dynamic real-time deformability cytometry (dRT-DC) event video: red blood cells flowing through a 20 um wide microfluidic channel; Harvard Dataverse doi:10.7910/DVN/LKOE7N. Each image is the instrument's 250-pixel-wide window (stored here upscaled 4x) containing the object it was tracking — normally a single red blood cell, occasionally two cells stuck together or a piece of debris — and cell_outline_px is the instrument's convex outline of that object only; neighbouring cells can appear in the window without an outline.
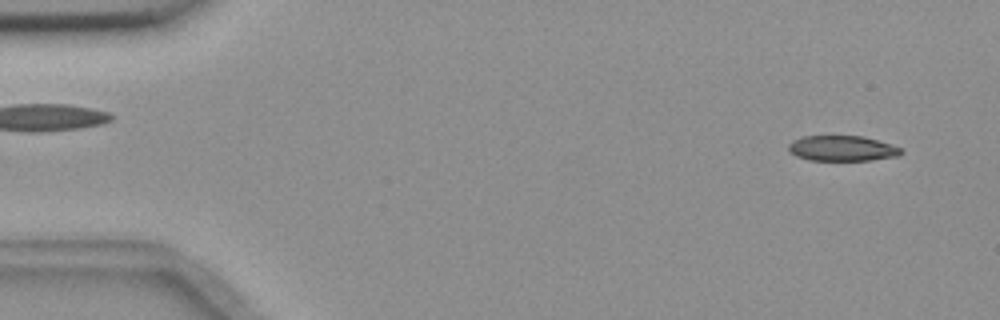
{"species": "common noctule bat (a hibernating species)", "species_latin": "Nyctalus noctula", "temperature_condition": "room temperature", "stored_images_in_passage": 51, "camera_frame_rate_fps": 3000, "um_per_image_px": 0.085, "animal": {"sex": "female", "body_mass_g": 18.4}, "frame": {"image": 1, "passage_image": 3, "time_ms": 0.667, "image_size_px": [1000, 320], "cell_outline_px": [[904, 152], [900, 156], [872, 160], [808, 160], [796, 156], [788, 148], [788, 144], [792, 140], [804, 136], [864, 136], [900, 148]], "centroid_in_image_um": [71.58, 12.61], "position_along_channel_um": 13.4, "area_um2": 16.59}}
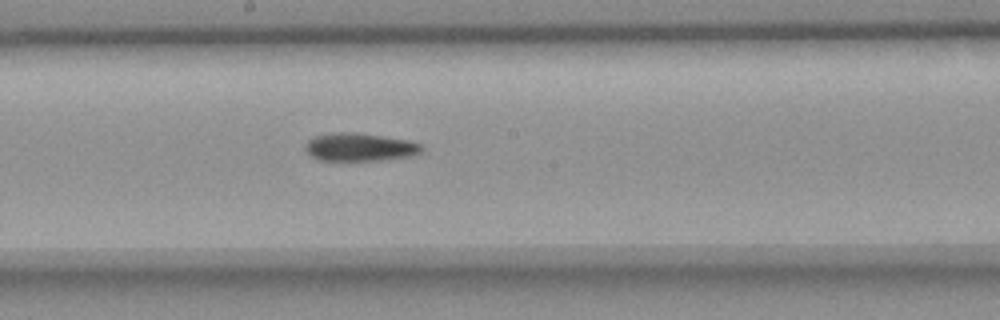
{"frame": {"image": 2, "passage_image": 29, "time_ms": 9.333, "image_size_px": [1000, 320], "cell_outline_px": [[424, 148], [416, 156], [380, 160], [320, 160], [312, 156], [304, 148], [304, 144], [308, 140], [316, 136], [336, 132], [356, 132], [408, 140], [420, 144]], "centroid_in_image_um": [30.6, 12.5], "position_along_channel_um": 217.6, "area_um2": 19.02}}
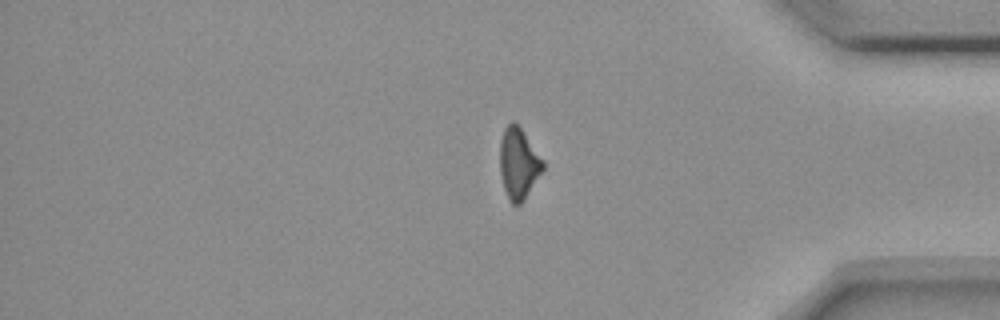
{"frame": {"image": 3, "passage_image": 45, "time_ms": 14.667, "image_size_px": [1000, 320], "cell_outline_px": [[544, 168], [520, 204], [512, 204], [508, 200], [504, 188], [500, 172], [500, 140], [504, 128], [512, 120], [520, 128], [544, 160]], "centroid_in_image_um": [44.06, 13.88], "position_along_channel_um": 391.1, "area_um2": 17.51}, "authors_computed_cell_mechanics": {"area_um2": 18.6694, "velocity_mm_per_s": 3.6789, "shape_relaxation_time_tau1_ms": 9.4252, "shape_relaxation_time_tau2_ms": null, "deformation_change_tau1": 0.1947, "deformation_change_tau2": null}}